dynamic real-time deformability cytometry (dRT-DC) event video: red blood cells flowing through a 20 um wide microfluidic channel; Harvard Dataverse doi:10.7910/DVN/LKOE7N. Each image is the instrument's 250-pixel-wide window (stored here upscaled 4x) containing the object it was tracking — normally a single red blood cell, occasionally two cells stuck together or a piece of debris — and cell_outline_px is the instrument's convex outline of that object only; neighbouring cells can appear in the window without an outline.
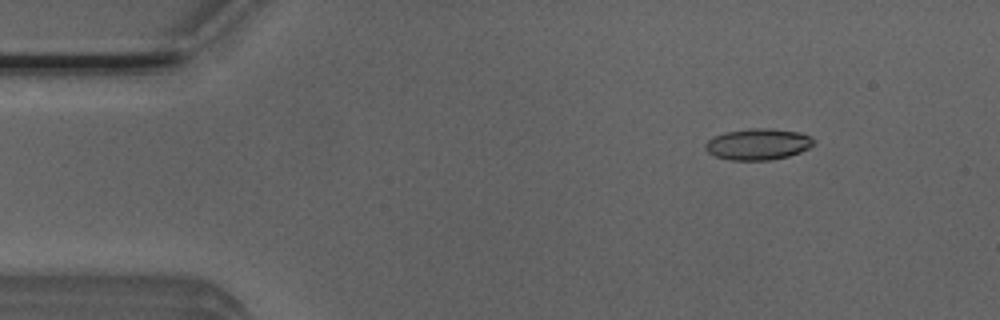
{"species": "Egyptian fruit bat (a non-hibernating species)", "species_latin": "Rousettus aegyptiacus", "temperature_condition": "room temperature", "stored_images_in_passage": 4, "camera_frame_rate_fps": 3000, "um_per_image_px": 0.085, "animal": {"sex": "male"}, "frame": {"image": 1, "passage_image": 2, "time_ms": 0.333, "image_size_px": [1000, 320], "cell_outline_px": [[816, 144], [800, 152], [788, 156], [772, 160], [732, 160], [716, 156], [708, 152], [704, 148], [704, 144], [712, 136], [724, 132], [752, 128], [772, 128], [800, 132], [816, 140]], "centroid_in_image_um": [64.44, 12.25], "position_along_channel_um": 20.6, "area_um2": 19.94}}